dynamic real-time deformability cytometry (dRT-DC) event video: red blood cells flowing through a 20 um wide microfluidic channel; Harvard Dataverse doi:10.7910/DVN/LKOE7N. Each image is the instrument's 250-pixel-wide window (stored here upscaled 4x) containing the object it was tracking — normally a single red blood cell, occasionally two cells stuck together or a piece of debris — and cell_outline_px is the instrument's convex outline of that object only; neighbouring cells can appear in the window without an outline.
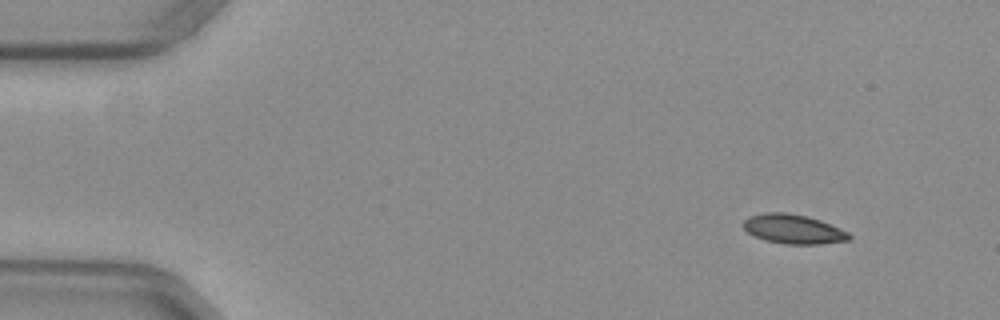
{"species": "common noctule bat (a hibernating species)", "species_latin": "Nyctalus noctula", "temperature_condition": "warm", "stored_images_in_passage": 9, "camera_frame_rate_fps": 3000, "um_per_image_px": 0.085, "animal": {"sex": "female", "body_mass_g": 29.2, "forearm_length_mm": 56.3}, "frame": {"image": 1, "passage_image": 1, "time_ms": 0.0, "image_size_px": [1000, 320], "cell_outline_px": [[852, 236], [848, 240], [820, 244], [784, 244], [764, 240], [748, 232], [744, 228], [744, 220], [748, 216], [764, 212], [788, 212], [808, 216], [820, 220], [840, 228], [848, 232]], "centroid_in_image_um": [67.43, 19.46], "position_along_channel_um": 17.6, "area_um2": 18.15}}